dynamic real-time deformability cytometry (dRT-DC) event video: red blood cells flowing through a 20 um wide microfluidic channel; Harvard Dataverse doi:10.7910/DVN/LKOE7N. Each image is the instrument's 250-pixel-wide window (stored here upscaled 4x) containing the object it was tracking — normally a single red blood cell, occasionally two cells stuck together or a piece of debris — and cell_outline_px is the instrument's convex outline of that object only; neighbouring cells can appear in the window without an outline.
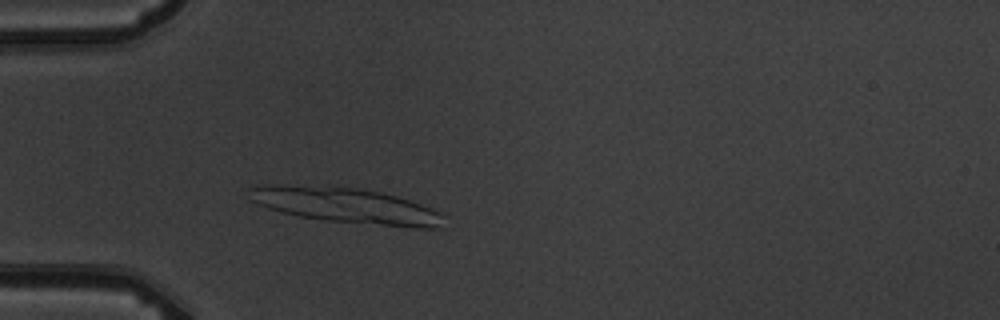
{"species": "common noctule bat (a hibernating species)", "species_latin": "Nyctalus noctula", "temperature_condition": "warm", "stored_images_in_passage": 3, "camera_frame_rate_fps": 3000, "um_per_image_px": 0.085, "animal": {"sex": "male", "body_mass_g": 19.5, "forearm_length_mm": 54.6}, "frame": {"image": 1, "passage_image": 3, "time_ms": 2.333, "image_size_px": [1000, 320], "cell_outline_px": [[444, 216], [440, 228], [416, 228], [328, 220], [300, 216], [280, 212], [268, 208], [248, 200], [248, 188], [252, 184], [280, 184], [360, 188], [380, 192], [396, 196], [432, 208], [440, 212]], "centroid_in_image_um": [29.32, 17.44], "position_along_channel_um": 55.7, "area_um2": 40.23}}